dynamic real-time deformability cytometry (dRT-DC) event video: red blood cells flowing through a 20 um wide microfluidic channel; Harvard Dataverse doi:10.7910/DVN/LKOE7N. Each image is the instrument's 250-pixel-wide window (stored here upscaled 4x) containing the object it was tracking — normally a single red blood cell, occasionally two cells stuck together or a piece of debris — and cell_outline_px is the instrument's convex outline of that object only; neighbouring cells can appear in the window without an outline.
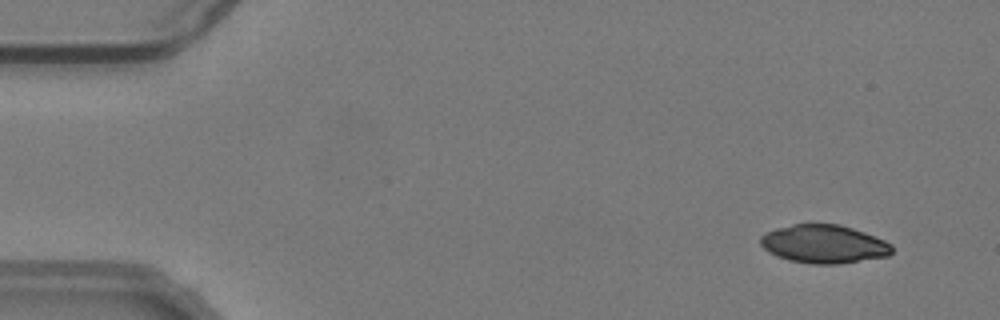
{"species": "common noctule bat (a hibernating species)", "species_latin": "Nyctalus noctula", "temperature_condition": "warm", "stored_images_in_passage": 54, "camera_frame_rate_fps": 3000, "um_per_image_px": 0.085, "animal": {"sex": "male", "body_mass_g": 19.2, "forearm_length_mm": 51.8}, "frame": {"image": 1, "passage_image": 4, "time_ms": 1.0, "image_size_px": [1000, 320], "cell_outline_px": [[892, 252], [888, 256], [840, 264], [812, 264], [788, 260], [776, 256], [768, 252], [760, 244], [760, 236], [776, 228], [792, 224], [840, 224], [864, 232], [884, 240], [892, 244]], "centroid_in_image_um": [70.02, 20.75], "position_along_channel_um": 15.0, "area_um2": 29.48}}